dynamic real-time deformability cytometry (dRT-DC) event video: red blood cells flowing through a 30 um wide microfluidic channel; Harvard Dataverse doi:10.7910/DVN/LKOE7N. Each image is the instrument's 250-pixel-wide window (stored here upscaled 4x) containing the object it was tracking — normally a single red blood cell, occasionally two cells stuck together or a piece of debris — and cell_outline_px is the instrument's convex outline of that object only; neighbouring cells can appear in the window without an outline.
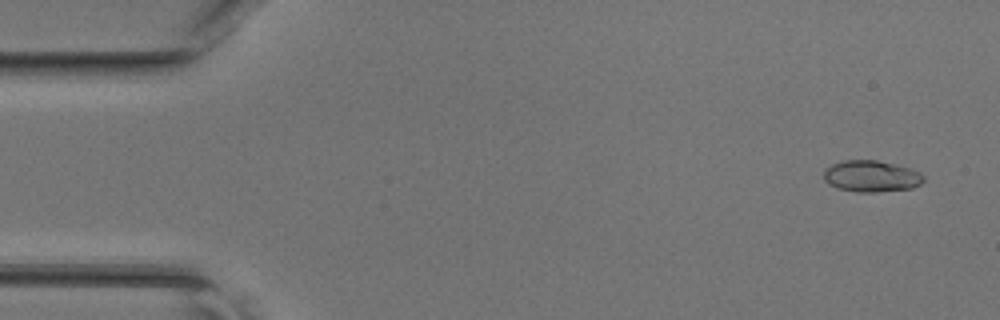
{"species": "common noctule bat (a hibernating species)", "species_latin": "Nyctalus noctula", "temperature_condition": "room temperature", "stored_images_in_passage": 43, "camera_frame_rate_fps": 3000, "um_per_image_px": 0.085, "animal": {"sex": "female", "body_mass_g": 17.0, "forearm_length_mm": 48.0}, "frame": {"image": 1, "passage_image": 3, "time_ms": 0.667, "image_size_px": [1000, 320], "cell_outline_px": [[924, 180], [920, 184], [912, 188], [876, 192], [856, 192], [836, 188], [828, 184], [824, 180], [824, 168], [832, 164], [844, 160], [876, 160], [908, 168], [920, 172], [924, 176]], "centroid_in_image_um": [74.02, 14.98], "position_along_channel_um": 11.0, "area_um2": 18.32}}
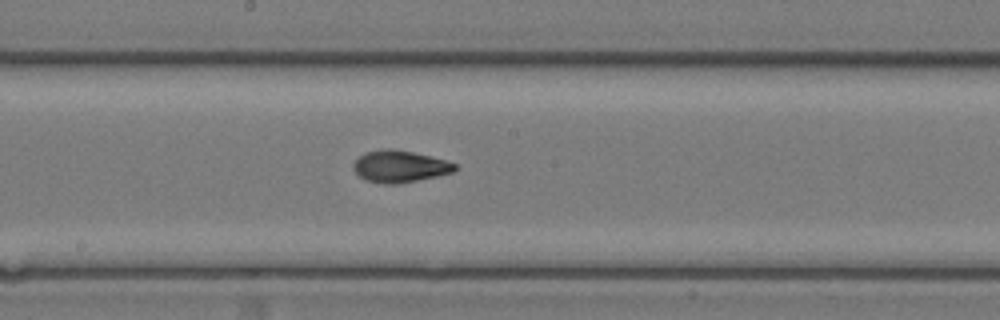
{"frame": {"image": 2, "passage_image": 25, "time_ms": 8.0, "image_size_px": [1000, 320], "cell_outline_px": [[456, 168], [452, 172], [436, 176], [400, 184], [384, 184], [364, 180], [352, 168], [352, 164], [364, 152], [388, 148], [412, 152], [432, 156], [456, 164]], "centroid_in_image_um": [33.94, 14.15], "position_along_channel_um": 214.3, "area_um2": 18.79}}
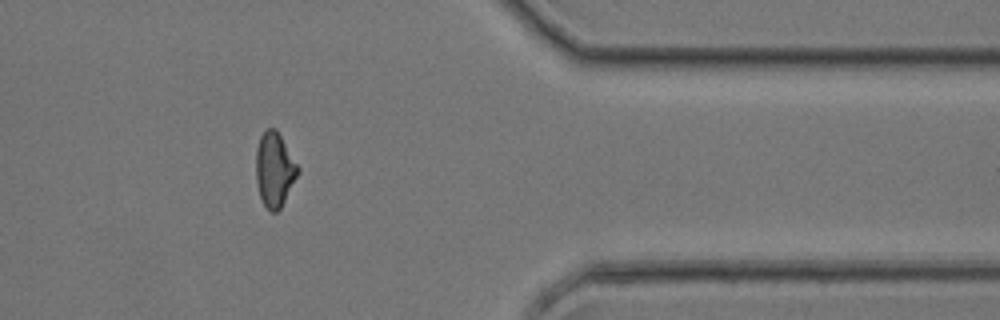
{"frame": {"image": 3, "passage_image": 38, "time_ms": 12.333, "image_size_px": [1000, 320], "cell_outline_px": [[300, 172], [280, 208], [276, 212], [272, 212], [264, 204], [260, 196], [256, 180], [256, 148], [260, 136], [268, 128], [276, 128], [300, 168]], "centroid_in_image_um": [23.34, 14.39], "position_along_channel_um": 388.1, "area_um2": 18.09}}